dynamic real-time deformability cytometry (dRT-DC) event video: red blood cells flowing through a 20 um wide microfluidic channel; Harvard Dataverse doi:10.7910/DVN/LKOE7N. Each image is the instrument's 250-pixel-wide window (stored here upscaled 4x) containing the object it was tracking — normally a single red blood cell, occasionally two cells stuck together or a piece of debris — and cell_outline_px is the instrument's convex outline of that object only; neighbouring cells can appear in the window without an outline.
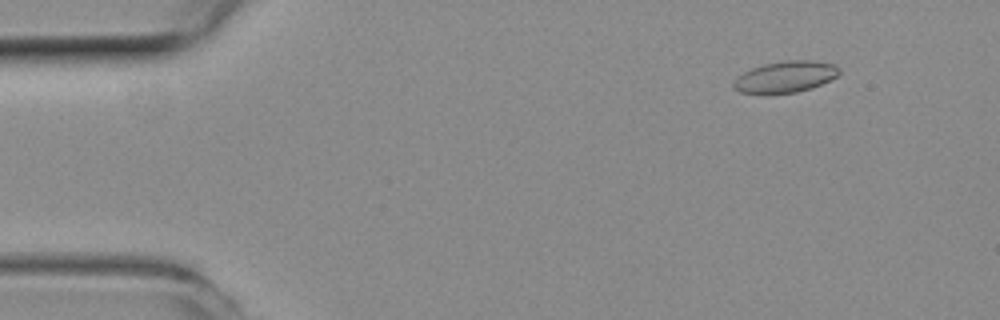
{"species": "common noctule bat (a hibernating species)", "species_latin": "Nyctalus noctula", "temperature_condition": "room temperature", "stored_images_in_passage": 49, "camera_frame_rate_fps": 3000, "um_per_image_px": 0.085, "animal": {"sex": "female", "body_mass_g": 19.3, "forearm_length_mm": 54.1}, "frame": {"image": 1, "passage_image": 3, "time_ms": 0.667, "image_size_px": [1000, 320], "cell_outline_px": [[840, 72], [836, 76], [820, 84], [796, 92], [740, 92], [732, 84], [744, 72], [752, 68], [764, 64], [788, 60], [812, 60], [836, 64], [840, 68]], "centroid_in_image_um": [66.82, 6.49], "position_along_channel_um": 18.2, "area_um2": 18.61}}
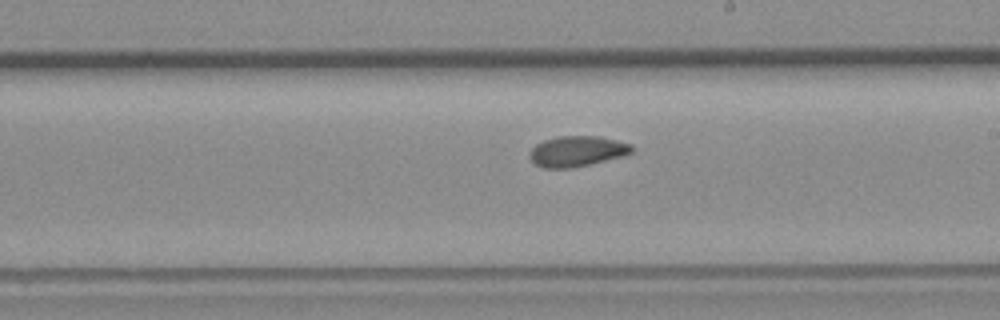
{"frame": {"image": 2, "passage_image": 27, "time_ms": 8.667, "image_size_px": [1000, 320], "cell_outline_px": [[636, 148], [632, 152], [624, 156], [592, 164], [572, 168], [544, 168], [536, 164], [532, 160], [532, 148], [536, 144], [544, 140], [556, 136], [600, 136], [632, 144]], "centroid_in_image_um": [49.13, 12.85], "position_along_channel_um": 239.9, "area_um2": 18.26}}
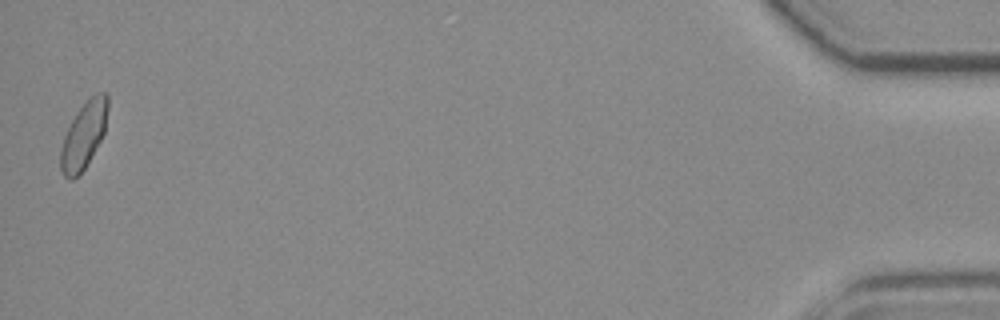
{"frame": {"image": 3, "passage_image": 49, "time_ms": 16.0, "image_size_px": [1000, 320], "cell_outline_px": [[108, 108], [104, 132], [100, 140], [84, 168], [72, 180], [68, 180], [64, 176], [60, 168], [60, 148], [64, 136], [76, 112], [96, 92], [104, 92], [108, 96]], "centroid_in_image_um": [7.1, 11.49], "position_along_channel_um": 428.1, "area_um2": 17.98}, "authors_computed_cell_mechanics": {"area_um2": 18.3226, "velocity_mm_per_s": 3.9316, "shape_relaxation_time_tau1_ms": 6.375, "shape_relaxation_time_tau2_ms": 2.9668, "deformation_change_tau1": 0.097, "deformation_change_tau2": 0.0604}}